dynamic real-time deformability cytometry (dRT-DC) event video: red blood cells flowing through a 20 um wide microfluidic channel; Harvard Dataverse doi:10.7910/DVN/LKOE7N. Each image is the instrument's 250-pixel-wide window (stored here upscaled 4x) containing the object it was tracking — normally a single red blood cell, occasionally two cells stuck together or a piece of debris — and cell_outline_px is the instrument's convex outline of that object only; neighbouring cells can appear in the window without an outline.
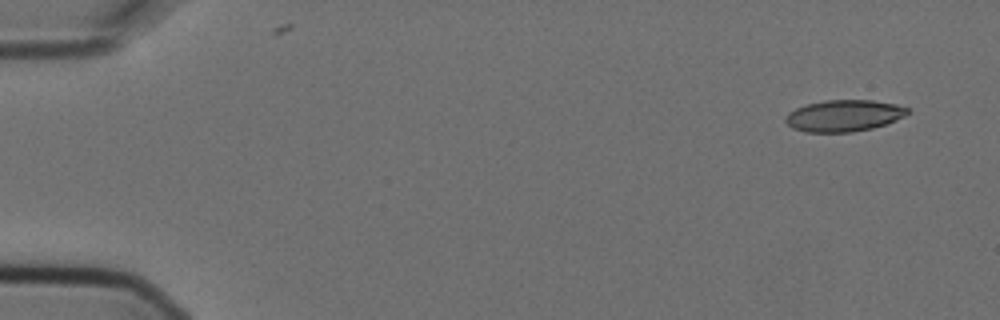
{"species": "Egyptian fruit bat (a non-hibernating species)", "species_latin": "Rousettus aegyptiacus", "temperature_condition": "cold", "stored_images_in_passage": 5, "camera_frame_rate_fps": 3000, "um_per_image_px": 0.085, "animal": {"sex": "female"}, "frame": {"image": 1, "passage_image": 1, "time_ms": 0.0, "image_size_px": [1000, 320], "cell_outline_px": [[912, 112], [896, 120], [872, 128], [852, 132], [804, 132], [792, 128], [784, 120], [784, 116], [788, 112], [796, 108], [808, 104], [824, 100], [872, 100], [896, 104], [908, 108]], "centroid_in_image_um": [71.72, 9.83], "position_along_channel_um": 13.3, "area_um2": 22.54}}
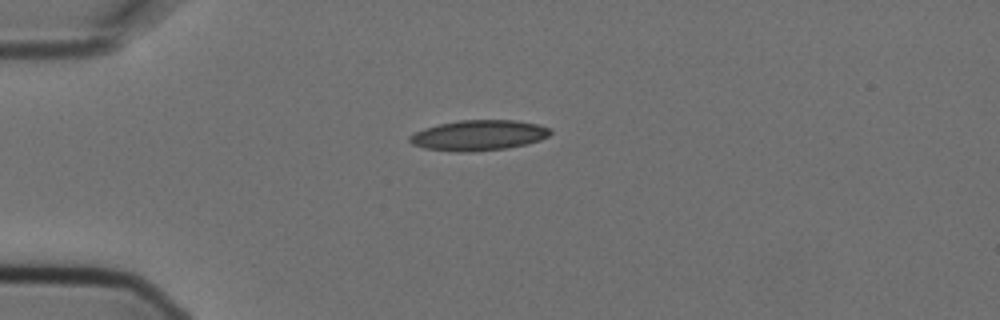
{"frame": {"image": 2, "passage_image": 4, "time_ms": 1.0, "image_size_px": [1000, 320], "cell_outline_px": [[552, 132], [548, 136], [540, 140], [508, 148], [472, 152], [456, 152], [424, 148], [412, 144], [408, 140], [408, 136], [424, 128], [440, 124], [460, 120], [516, 120], [536, 124], [552, 128]], "centroid_in_image_um": [40.68, 11.5], "position_along_channel_um": 44.3, "area_um2": 24.97}}